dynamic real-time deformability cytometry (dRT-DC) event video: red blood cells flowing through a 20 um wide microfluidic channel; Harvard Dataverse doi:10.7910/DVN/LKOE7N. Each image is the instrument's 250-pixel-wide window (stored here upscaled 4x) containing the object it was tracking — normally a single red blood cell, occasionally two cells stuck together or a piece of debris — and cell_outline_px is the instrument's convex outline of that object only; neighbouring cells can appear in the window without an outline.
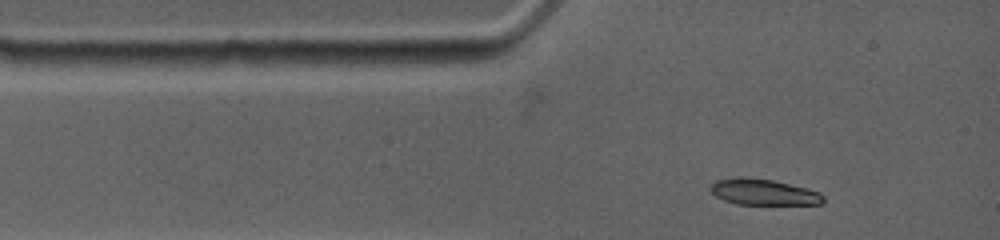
{"species": "common noctule bat (a hibernating species)", "species_latin": "Nyctalus noctula", "temperature_condition": "warm", "stored_images_in_passage": 2, "camera_frame_rate_fps": 4500, "um_per_image_px": 0.085, "animal": {"sex": "female", "body_mass_g": 19.0, "forearm_length_mm": 53.3}, "frame": {"image": 1, "passage_image": 1, "time_ms": 0.0, "image_size_px": [1000, 240], "cell_outline_px": [[824, 204], [736, 204], [724, 200], [716, 196], [708, 188], [716, 180], [736, 176], [744, 176], [772, 180], [808, 188], [820, 192], [824, 196]], "centroid_in_image_um": [64.89, 16.31], "position_along_channel_um": 20.1, "area_um2": 17.28}}